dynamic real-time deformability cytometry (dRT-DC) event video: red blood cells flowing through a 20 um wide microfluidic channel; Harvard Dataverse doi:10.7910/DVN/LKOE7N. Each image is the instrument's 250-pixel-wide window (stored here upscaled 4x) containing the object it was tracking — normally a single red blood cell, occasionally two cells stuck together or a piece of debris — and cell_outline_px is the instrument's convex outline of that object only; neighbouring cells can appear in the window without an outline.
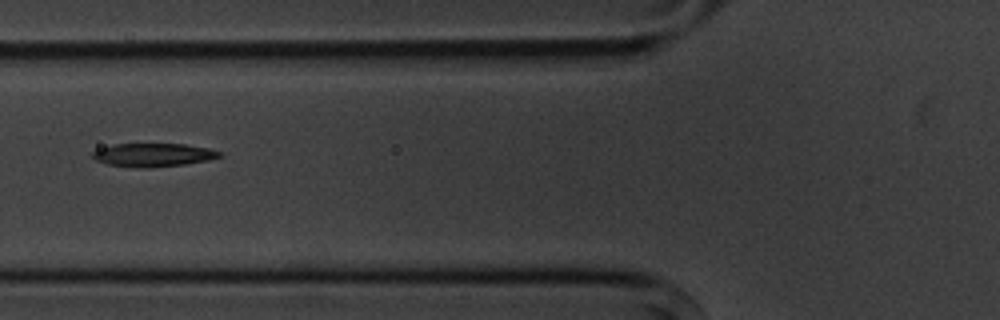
{"species": "common noctule bat (a hibernating species)", "species_latin": "Nyctalus noctula", "temperature_condition": "cold", "stored_images_in_passage": 6, "camera_frame_rate_fps": 3000, "um_per_image_px": 0.085, "animal": {"sex": "male", "body_mass_g": 20.1, "forearm_length_mm": 53.5}, "frame": {"image": 1, "passage_image": 6, "time_ms": 6.667, "image_size_px": [1000, 320], "cell_outline_px": [[224, 156], [208, 160], [184, 164], [148, 168], [136, 168], [108, 164], [96, 160], [92, 156], [92, 152], [100, 148], [112, 144], [184, 144], [208, 148], [224, 152]], "centroid_in_image_um": [13.06, 13.17], "position_along_channel_um": 112.7, "area_um2": 17.4}}